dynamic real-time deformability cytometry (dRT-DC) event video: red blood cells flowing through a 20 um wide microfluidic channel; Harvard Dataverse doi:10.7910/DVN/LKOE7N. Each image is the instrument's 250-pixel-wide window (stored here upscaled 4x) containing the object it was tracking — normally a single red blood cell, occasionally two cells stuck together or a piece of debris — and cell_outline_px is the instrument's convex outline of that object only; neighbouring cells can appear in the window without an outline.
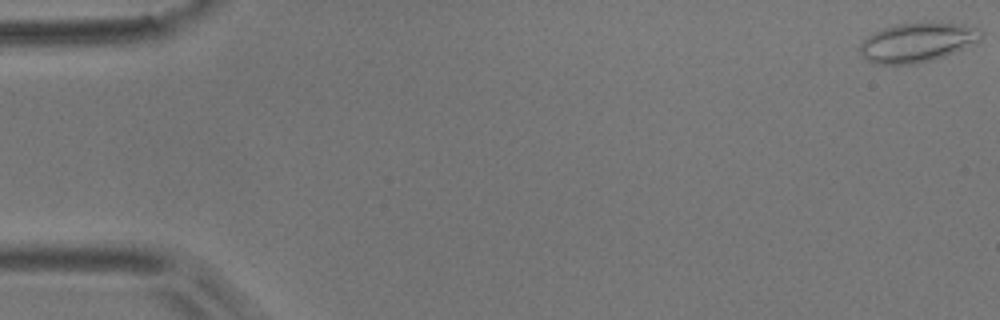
{"species": "common noctule bat (a hibernating species)", "species_latin": "Nyctalus noctula", "temperature_condition": "room temperature", "stored_images_in_passage": 5, "camera_frame_rate_fps": 3000, "um_per_image_px": 0.085, "animal": {"sex": "male", "body_mass_g": 17.9}, "frame": {"image": 1, "passage_image": 1, "time_ms": 0.0, "image_size_px": [1000, 320], "cell_outline_px": [[984, 32], [980, 40], [944, 56], [932, 60], [916, 64], [876, 64], [868, 60], [860, 52], [860, 44], [872, 32], [896, 24], [928, 20], [940, 20], [964, 24], [980, 28]], "centroid_in_image_um": [78.02, 3.55], "position_along_channel_um": 7.0, "area_um2": 28.38}}